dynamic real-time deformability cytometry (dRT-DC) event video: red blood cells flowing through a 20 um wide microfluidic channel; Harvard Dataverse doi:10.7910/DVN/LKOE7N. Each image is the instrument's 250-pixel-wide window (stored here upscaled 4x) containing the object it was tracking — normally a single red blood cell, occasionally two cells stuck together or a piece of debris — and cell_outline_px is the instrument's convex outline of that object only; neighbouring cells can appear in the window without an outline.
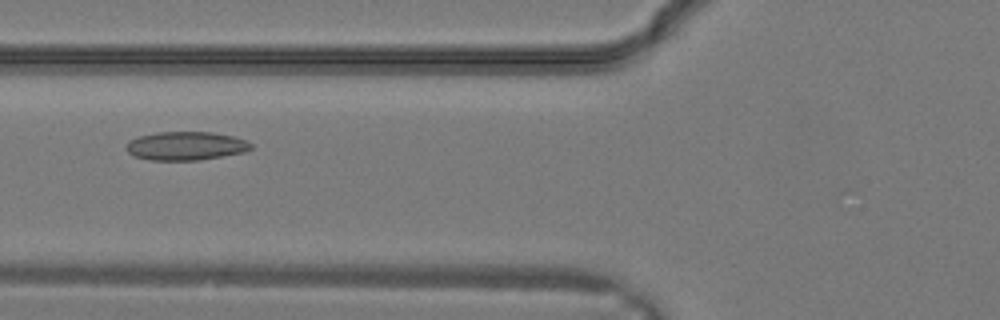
{"species": "common noctule bat (a hibernating species)", "species_latin": "Nyctalus noctula", "temperature_condition": "warm", "stored_images_in_passage": 15, "camera_frame_rate_fps": 3000, "um_per_image_px": 0.085, "animal": {"sex": "male", "body_mass_g": 19.2, "forearm_length_mm": 51.8}, "frame": {"image": 1, "passage_image": 6, "time_ms": 1.667, "image_size_px": [1000, 320], "cell_outline_px": [[252, 148], [244, 152], [200, 160], [152, 160], [132, 156], [128, 152], [128, 140], [140, 136], [156, 132], [212, 132], [236, 136], [252, 144]], "centroid_in_image_um": [15.81, 12.4], "position_along_channel_um": 110.0, "area_um2": 20.75}}
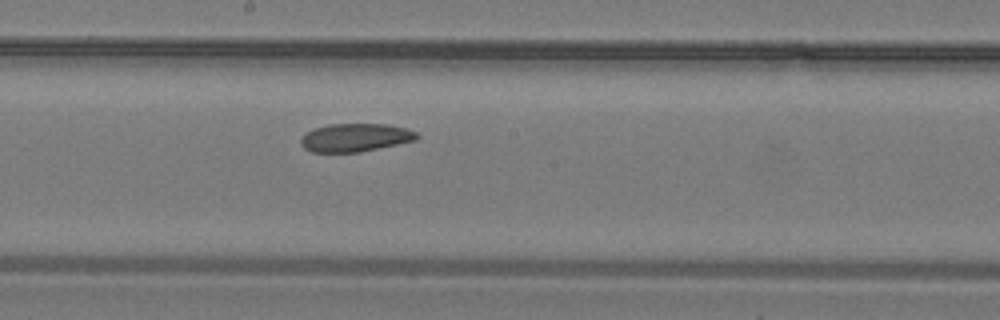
{"frame": {"image": 2, "passage_image": 11, "time_ms": 3.333, "image_size_px": [1000, 320], "cell_outline_px": [[420, 136], [416, 140], [360, 152], [312, 152], [304, 148], [300, 144], [300, 140], [308, 132], [316, 128], [328, 124], [388, 124], [408, 128], [416, 132]], "centroid_in_image_um": [30.23, 11.69], "position_along_channel_um": 218.0, "area_um2": 19.02}}
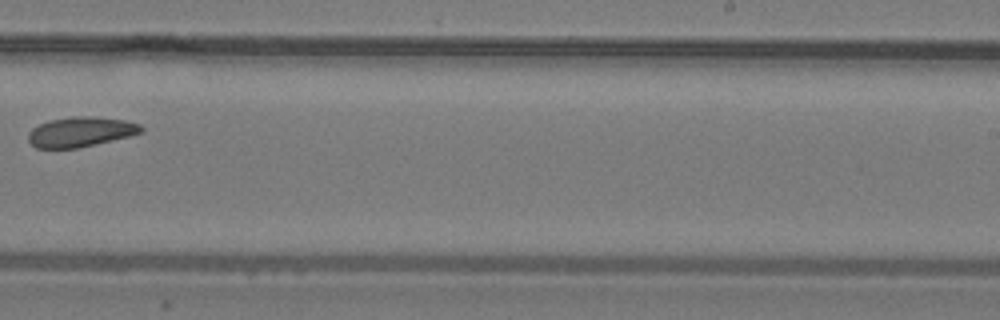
{"frame": {"image": 3, "passage_image": 14, "time_ms": 4.333, "image_size_px": [1000, 320], "cell_outline_px": [[144, 132], [132, 136], [76, 148], [36, 148], [28, 140], [28, 132], [32, 128], [48, 120], [72, 116], [88, 116], [124, 120], [140, 124], [144, 128]], "centroid_in_image_um": [6.87, 11.2], "position_along_channel_um": 282.1, "area_um2": 19.77}}